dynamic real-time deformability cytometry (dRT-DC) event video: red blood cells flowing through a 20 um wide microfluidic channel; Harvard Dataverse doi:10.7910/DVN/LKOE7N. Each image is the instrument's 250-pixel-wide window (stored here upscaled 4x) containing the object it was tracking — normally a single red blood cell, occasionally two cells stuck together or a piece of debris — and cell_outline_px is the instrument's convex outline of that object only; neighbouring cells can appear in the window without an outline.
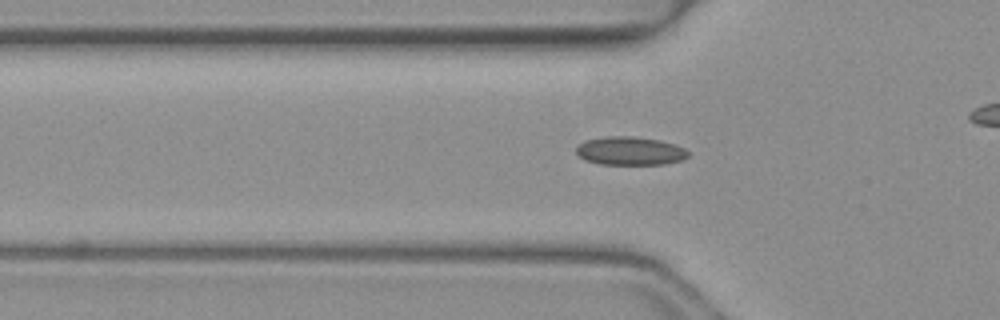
{"species": "common noctule bat (a hibernating species)", "species_latin": "Nyctalus noctula", "temperature_condition": "warm", "stored_images_in_passage": 40, "camera_frame_rate_fps": 3000, "um_per_image_px": 0.085, "animal": {"sex": "female", "body_mass_g": 19.3, "forearm_length_mm": 54.1}, "frame": {"image": 1, "passage_image": 16, "time_ms": 5.0, "image_size_px": [1000, 320], "cell_outline_px": [[688, 156], [684, 160], [664, 164], [600, 164], [584, 160], [576, 152], [576, 148], [584, 140], [604, 136], [636, 136], [660, 140], [676, 144], [684, 148], [688, 152]], "centroid_in_image_um": [53.56, 12.82], "position_along_channel_um": 72.2, "area_um2": 18.73}}
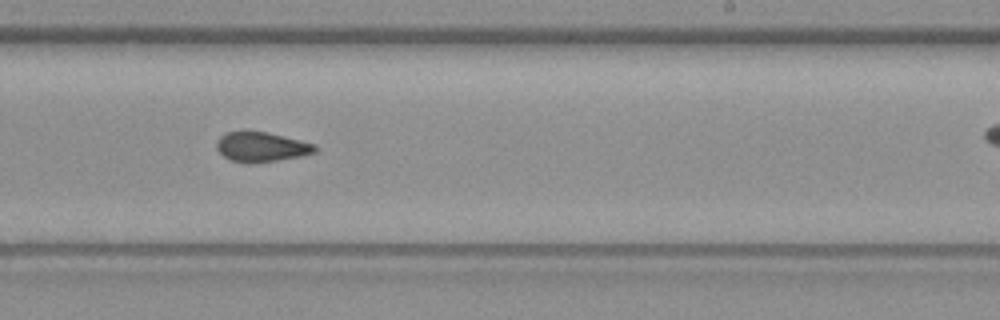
{"frame": {"image": 2, "passage_image": 30, "time_ms": 9.667, "image_size_px": [1000, 320], "cell_outline_px": [[316, 152], [300, 156], [276, 160], [248, 164], [228, 160], [216, 148], [216, 140], [224, 132], [268, 132], [316, 144]], "centroid_in_image_um": [22.18, 12.49], "position_along_channel_um": 266.8, "area_um2": 17.05}}
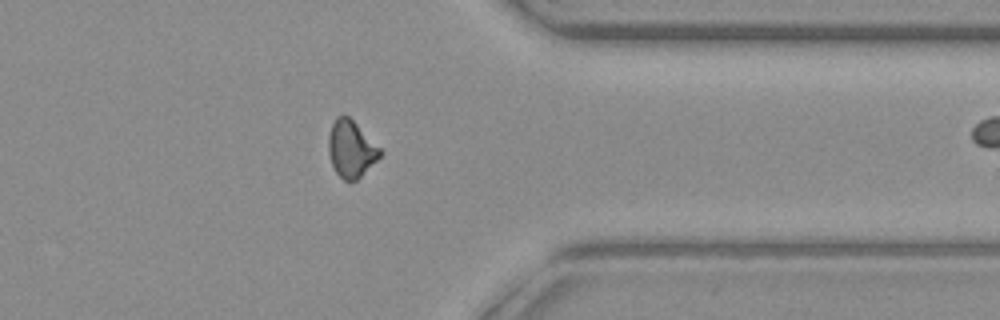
{"frame": {"image": 3, "passage_image": 39, "time_ms": 12.667, "image_size_px": [1000, 320], "cell_outline_px": [[380, 156], [356, 180], [344, 180], [336, 172], [332, 164], [328, 152], [328, 136], [332, 124], [336, 116], [344, 112], [380, 148]], "centroid_in_image_um": [29.79, 12.62], "position_along_channel_um": 381.6, "area_um2": 16.7}}